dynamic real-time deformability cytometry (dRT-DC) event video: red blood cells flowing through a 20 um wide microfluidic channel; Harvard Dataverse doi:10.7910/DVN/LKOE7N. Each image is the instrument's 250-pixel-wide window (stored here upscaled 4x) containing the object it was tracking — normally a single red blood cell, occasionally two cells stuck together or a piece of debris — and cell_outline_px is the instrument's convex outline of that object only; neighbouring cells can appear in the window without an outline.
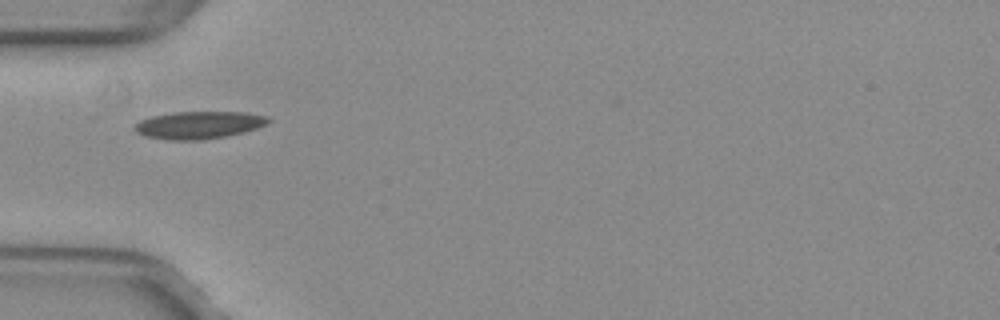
{"species": "common noctule bat (a hibernating species)", "species_latin": "Nyctalus noctula", "temperature_condition": "warm", "stored_images_in_passage": 35, "camera_frame_rate_fps": 3000, "um_per_image_px": 0.085, "animal": {"sex": "female", "body_mass_g": 29.2, "forearm_length_mm": 56.3}, "frame": {"image": 1, "passage_image": 1, "time_ms": 0.0, "image_size_px": [1000, 320], "cell_outline_px": [[272, 120], [256, 128], [244, 132], [228, 136], [204, 140], [168, 140], [144, 136], [136, 132], [132, 128], [140, 120], [152, 116], [172, 112], [248, 112], [268, 116]], "centroid_in_image_um": [16.89, 10.63], "position_along_channel_um": 68.1, "area_um2": 21.62}}
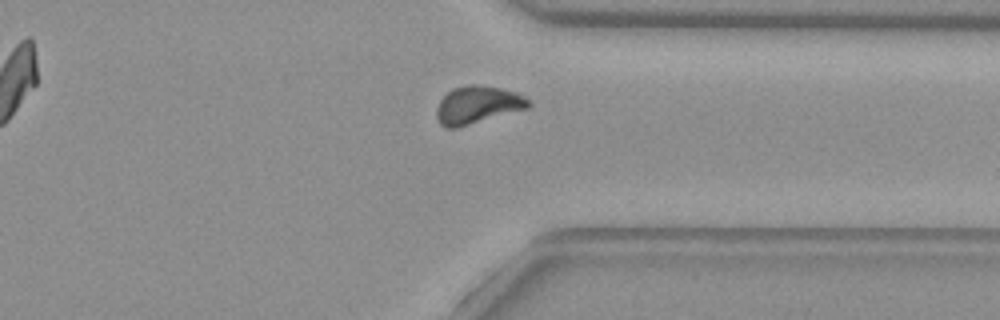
{"frame": {"image": 2, "passage_image": 24, "time_ms": 7.667, "image_size_px": [1000, 320], "cell_outline_px": [[532, 104], [528, 108], [456, 128], [444, 128], [440, 124], [436, 116], [436, 108], [440, 100], [452, 88], [468, 84], [480, 84], [500, 88], [516, 92], [524, 96]], "centroid_in_image_um": [40.57, 8.91], "position_along_channel_um": 370.8, "area_um2": 20.23}}
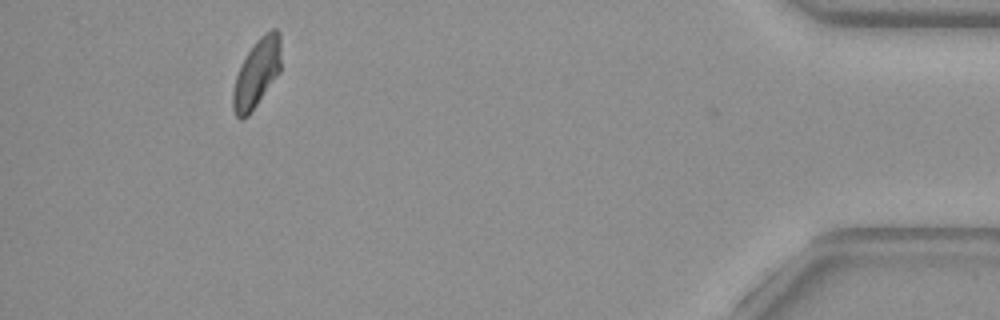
{"frame": {"image": 3, "passage_image": 32, "time_ms": 10.333, "image_size_px": [1000, 320], "cell_outline_px": [[280, 72], [248, 116], [240, 120], [236, 116], [232, 108], [232, 92], [236, 76], [248, 52], [256, 40], [264, 32], [272, 28], [276, 28], [280, 32]], "centroid_in_image_um": [21.82, 6.21], "position_along_channel_um": 413.4, "area_um2": 19.07}, "authors_computed_cell_mechanics": {"area_um2": 20.23, "velocity_mm_per_s": 3.9674, "shape_relaxation_time_tau1_ms": 9.313, "shape_relaxation_time_tau2_ms": 2.7482, "deformation_change_tau1": 0.2006, "deformation_change_tau2": 0.0811}}